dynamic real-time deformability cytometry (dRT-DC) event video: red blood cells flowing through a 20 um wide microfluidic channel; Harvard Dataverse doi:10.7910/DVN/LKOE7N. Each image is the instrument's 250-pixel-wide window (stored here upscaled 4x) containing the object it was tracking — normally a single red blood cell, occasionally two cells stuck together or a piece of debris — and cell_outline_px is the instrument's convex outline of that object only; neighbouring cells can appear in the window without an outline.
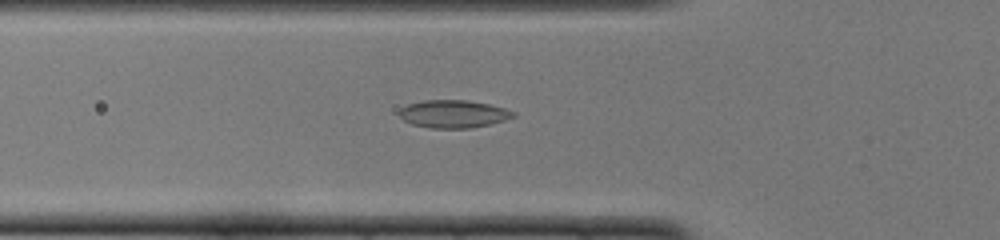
{"species": "common noctule bat (a hibernating species)", "species_latin": "Nyctalus noctula", "temperature_condition": "cold", "stored_images_in_passage": 50, "camera_frame_rate_fps": 3000, "um_per_image_px": 0.085, "animal": {"sex": "female", "body_mass_g": 22.0, "forearm_length_mm": 56.7}, "frame": {"image": 1, "passage_image": 17, "time_ms": 5.333, "image_size_px": [1000, 240], "cell_outline_px": [[516, 116], [504, 120], [472, 128], [428, 128], [412, 124], [404, 120], [400, 116], [400, 108], [408, 104], [424, 100], [468, 100], [488, 104], [504, 108], [516, 112]], "centroid_in_image_um": [38.54, 9.68], "position_along_channel_um": 87.3, "area_um2": 18.38}}
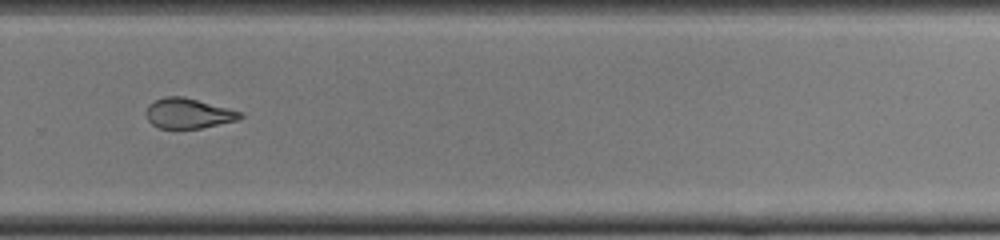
{"frame": {"image": 2, "passage_image": 34, "time_ms": 11.0, "image_size_px": [1000, 240], "cell_outline_px": [[244, 116], [236, 120], [200, 128], [160, 128], [152, 124], [148, 120], [148, 104], [164, 96], [184, 96], [244, 112]], "centroid_in_image_um": [16.04, 9.62], "position_along_channel_um": 313.8, "area_um2": 16.36}}
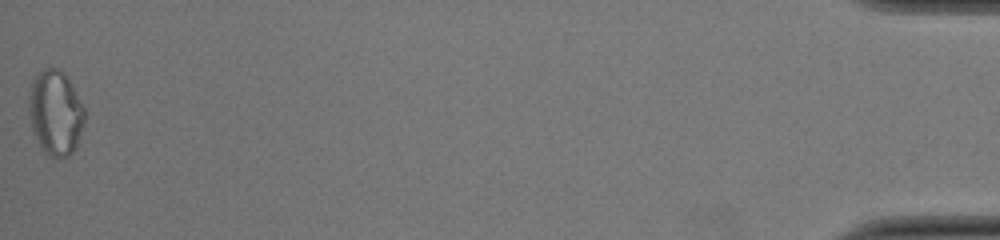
{"frame": {"image": 3, "passage_image": 50, "time_ms": 16.333, "image_size_px": [1000, 240], "cell_outline_px": [[84, 120], [76, 148], [68, 156], [52, 156], [40, 144], [32, 128], [28, 108], [28, 96], [32, 80], [40, 72], [48, 68], [56, 68], [68, 80], [84, 108]], "centroid_in_image_um": [4.7, 9.57], "position_along_channel_um": 430.5, "area_um2": 26.65}, "authors_computed_cell_mechanics": {"area_um2": 18.5538, "velocity_mm_per_s": 4.0025, "shape_relaxation_time_tau1_ms": null, "shape_relaxation_time_tau2_ms": 2.1286, "deformation_change_tau1": null, "deformation_change_tau2": 0.08}}